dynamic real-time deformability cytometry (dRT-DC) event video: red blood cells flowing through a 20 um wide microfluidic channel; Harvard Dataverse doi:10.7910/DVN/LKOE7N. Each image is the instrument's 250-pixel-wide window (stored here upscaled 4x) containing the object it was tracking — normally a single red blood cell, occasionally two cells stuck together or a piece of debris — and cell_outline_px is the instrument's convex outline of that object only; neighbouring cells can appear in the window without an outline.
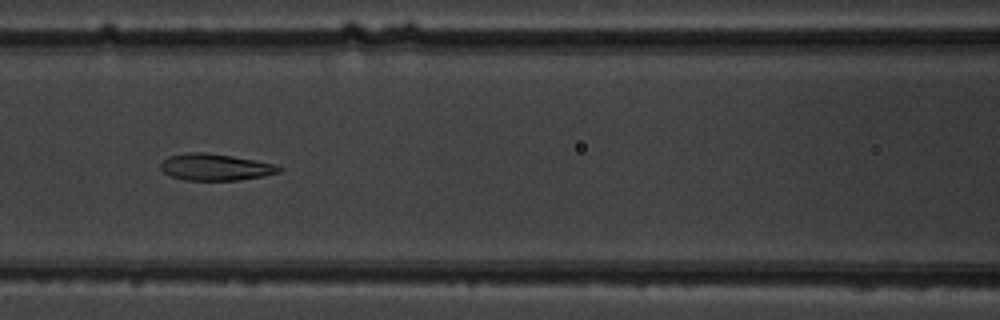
{"species": "common noctule bat (a hibernating species)", "species_latin": "Nyctalus noctula", "temperature_condition": "warm", "stored_images_in_passage": 9, "camera_frame_rate_fps": 3000, "um_per_image_px": 0.085, "animal": {"sex": "male", "body_mass_g": 19.5, "forearm_length_mm": 54.6}, "frame": {"image": 1, "passage_image": 7, "time_ms": 7.0, "image_size_px": [1000, 320], "cell_outline_px": [[280, 172], [264, 176], [240, 180], [184, 180], [172, 176], [164, 172], [160, 168], [160, 164], [168, 156], [184, 152], [204, 152], [232, 156], [256, 160], [276, 164], [280, 168]], "centroid_in_image_um": [18.29, 14.2], "position_along_channel_um": 148.3, "area_um2": 18.44}}
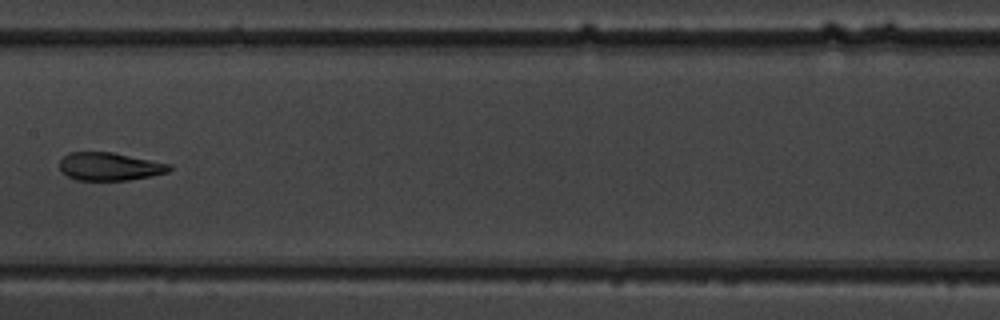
{"frame": {"image": 2, "passage_image": 8, "time_ms": 8.333, "image_size_px": [1000, 320], "cell_outline_px": [[172, 168], [168, 172], [128, 180], [76, 180], [60, 172], [60, 160], [68, 152], [112, 152], [172, 164]], "centroid_in_image_um": [9.3, 14.15], "position_along_channel_um": 198.1, "area_um2": 17.92}}
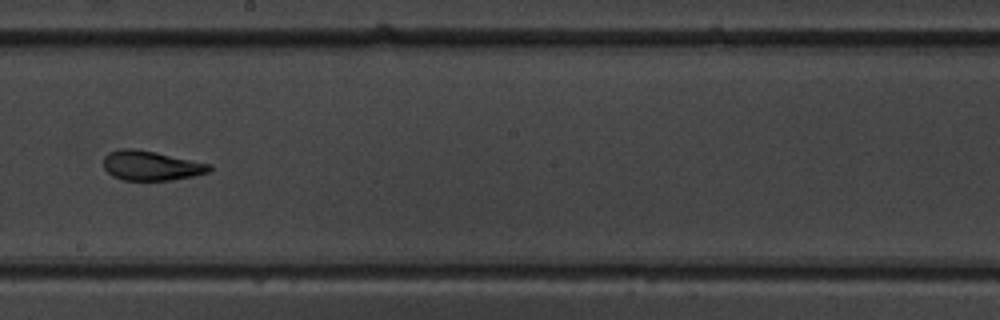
{"frame": {"image": 3, "passage_image": 9, "time_ms": 9.333, "image_size_px": [1000, 320], "cell_outline_px": [[212, 168], [208, 172], [192, 176], [172, 180], [124, 180], [112, 176], [104, 168], [104, 156], [108, 152], [120, 148], [132, 148], [156, 152], [212, 164]], "centroid_in_image_um": [12.83, 14.07], "position_along_channel_um": 235.4, "area_um2": 18.32}}